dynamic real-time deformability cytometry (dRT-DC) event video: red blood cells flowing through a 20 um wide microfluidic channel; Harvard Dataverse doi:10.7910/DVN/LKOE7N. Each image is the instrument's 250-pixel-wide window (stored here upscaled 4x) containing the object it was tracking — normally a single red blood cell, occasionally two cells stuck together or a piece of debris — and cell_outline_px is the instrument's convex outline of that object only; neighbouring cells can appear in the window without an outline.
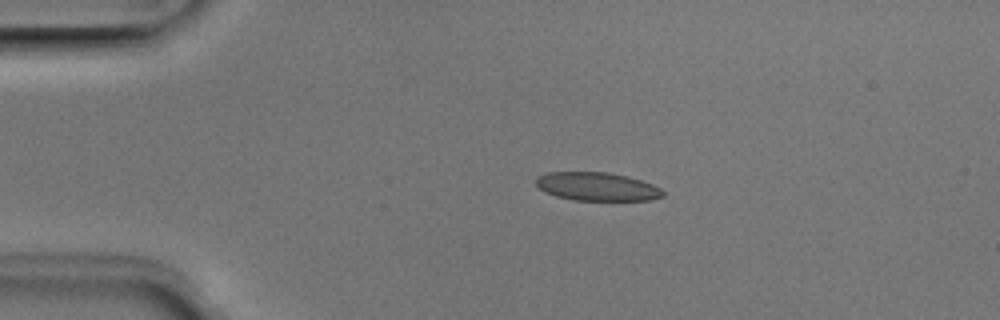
{"species": "Egyptian fruit bat (a non-hibernating species)", "species_latin": "Rousettus aegyptiacus", "temperature_condition": "room temperature", "stored_images_in_passage": 3, "camera_frame_rate_fps": 3000, "um_per_image_px": 0.085, "animal": {"sex": "male"}, "frame": {"image": 1, "passage_image": 2, "time_ms": 0.333, "image_size_px": [1000, 320], "cell_outline_px": [[664, 196], [648, 200], [572, 200], [556, 196], [544, 192], [536, 184], [536, 176], [548, 172], [608, 172], [628, 176], [652, 184], [660, 188], [664, 192]], "centroid_in_image_um": [50.72, 15.85], "position_along_channel_um": 34.3, "area_um2": 21.04}}